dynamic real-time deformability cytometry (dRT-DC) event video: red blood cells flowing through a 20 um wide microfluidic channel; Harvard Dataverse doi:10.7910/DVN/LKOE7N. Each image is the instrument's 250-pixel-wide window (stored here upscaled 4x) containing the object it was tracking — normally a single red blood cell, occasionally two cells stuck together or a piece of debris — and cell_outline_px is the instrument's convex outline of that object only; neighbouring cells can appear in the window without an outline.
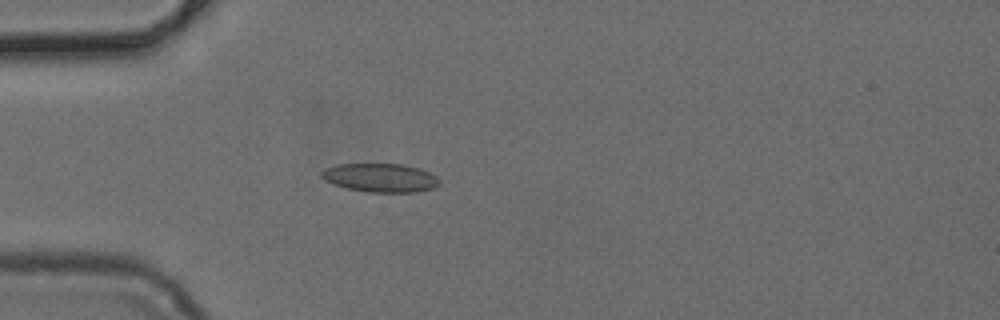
{"species": "common noctule bat (a hibernating species)", "species_latin": "Nyctalus noctula", "temperature_condition": "cold", "stored_images_in_passage": 44, "camera_frame_rate_fps": 3000, "um_per_image_px": 0.085, "animal": {"sex": "female", "body_mass_g": 24.6, "forearm_length_mm": 56.2}, "frame": {"image": 1, "passage_image": 8, "time_ms": 2.333, "image_size_px": [1000, 320], "cell_outline_px": [[440, 184], [432, 188], [416, 192], [368, 192], [348, 188], [332, 184], [324, 180], [320, 176], [320, 172], [324, 168], [336, 164], [404, 164], [420, 168], [436, 176], [440, 180]], "centroid_in_image_um": [32.3, 15.1], "position_along_channel_um": 52.7, "area_um2": 19.83}}
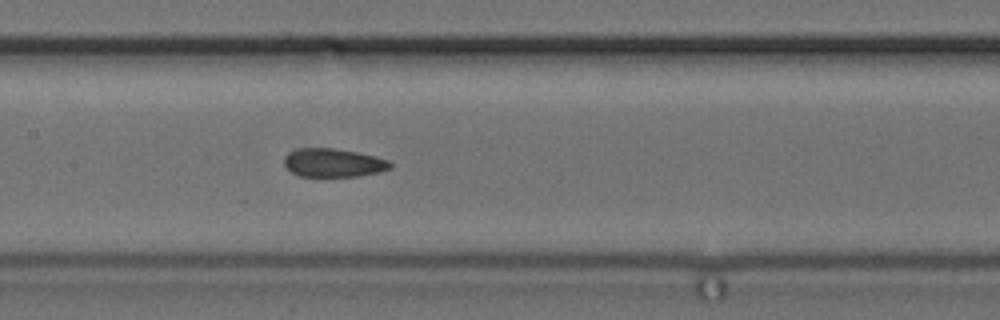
{"frame": {"image": 2, "passage_image": 18, "time_ms": 5.667, "image_size_px": [1000, 320], "cell_outline_px": [[392, 168], [380, 172], [360, 176], [300, 176], [292, 172], [284, 164], [284, 156], [288, 152], [296, 148], [336, 148], [376, 156], [388, 160], [392, 164]], "centroid_in_image_um": [28.34, 13.83], "position_along_channel_um": 179.1, "area_um2": 17.74}}
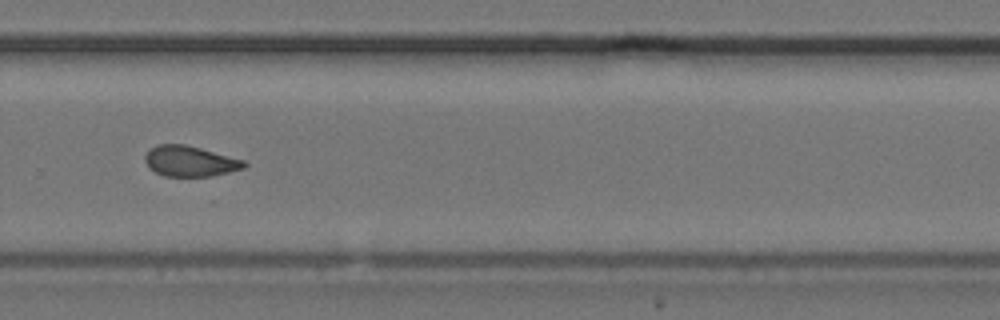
{"frame": {"image": 3, "passage_image": 28, "time_ms": 9.0, "image_size_px": [1000, 320], "cell_outline_px": [[248, 164], [244, 168], [212, 176], [164, 176], [148, 168], [144, 160], [144, 156], [156, 144], [184, 144], [200, 148], [244, 160]], "centroid_in_image_um": [16.13, 13.7], "position_along_channel_um": 313.7, "area_um2": 17.57}}